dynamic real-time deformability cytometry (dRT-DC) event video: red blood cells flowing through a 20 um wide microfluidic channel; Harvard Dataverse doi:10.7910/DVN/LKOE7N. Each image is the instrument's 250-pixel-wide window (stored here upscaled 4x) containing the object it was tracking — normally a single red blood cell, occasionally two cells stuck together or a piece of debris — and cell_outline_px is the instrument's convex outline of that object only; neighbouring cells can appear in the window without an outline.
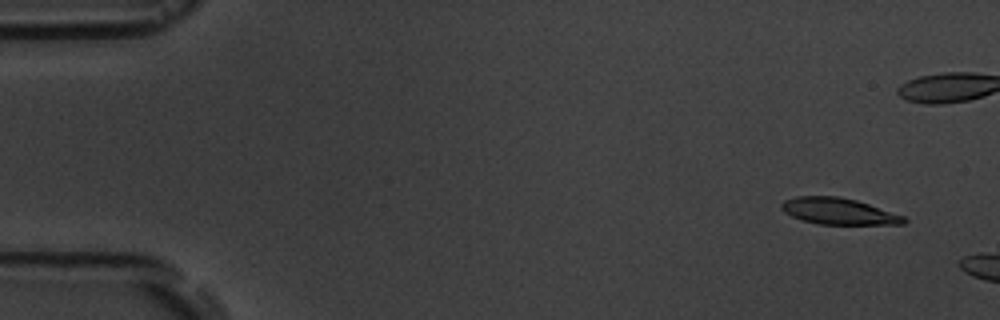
{"species": "common noctule bat (a hibernating species)", "species_latin": "Nyctalus noctula", "temperature_condition": "room temperature", "stored_images_in_passage": 4, "camera_frame_rate_fps": 3000, "um_per_image_px": 0.085, "animal": {"sex": "male", "body_mass_g": 19.5, "forearm_length_mm": 54.6}, "frame": {"image": 1, "passage_image": 2, "time_ms": 1.0, "image_size_px": [1000, 320], "cell_outline_px": [[908, 220], [904, 224], [820, 224], [800, 220], [784, 212], [780, 208], [780, 204], [784, 200], [796, 196], [836, 196], [856, 200], [904, 216]], "centroid_in_image_um": [71.24, 17.95], "position_along_channel_um": 13.8, "area_um2": 18.79}}